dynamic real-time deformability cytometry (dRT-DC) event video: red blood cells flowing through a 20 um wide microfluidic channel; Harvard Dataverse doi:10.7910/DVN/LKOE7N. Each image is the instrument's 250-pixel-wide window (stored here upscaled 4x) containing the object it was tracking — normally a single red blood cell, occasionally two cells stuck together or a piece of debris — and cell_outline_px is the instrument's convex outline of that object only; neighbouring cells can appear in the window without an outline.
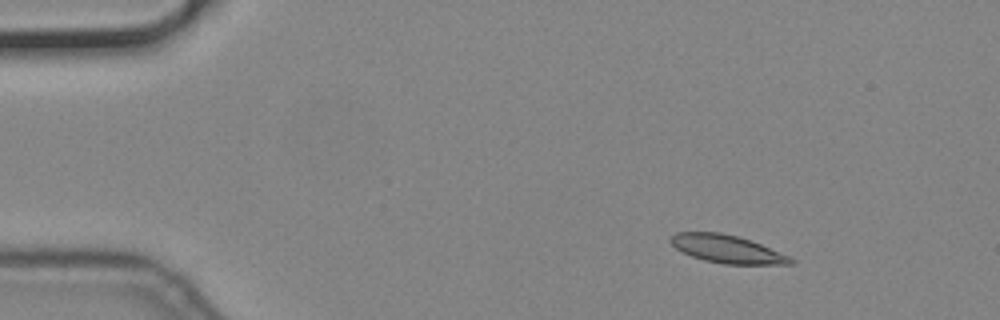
{"species": "common noctule bat (a hibernating species)", "species_latin": "Nyctalus noctula", "temperature_condition": "cold", "stored_images_in_passage": 13, "camera_frame_rate_fps": 3000, "um_per_image_px": 0.085, "animal": {"sex": "male", "body_mass_g": 19.2, "forearm_length_mm": 51.8}, "frame": {"image": 1, "passage_image": 6, "time_ms": 1.667, "image_size_px": [1000, 320], "cell_outline_px": [[796, 260], [792, 264], [724, 264], [704, 260], [692, 256], [676, 248], [668, 240], [676, 232], [720, 232], [752, 240], [792, 256]], "centroid_in_image_um": [61.86, 21.16], "position_along_channel_um": 23.1, "area_um2": 19.65}}